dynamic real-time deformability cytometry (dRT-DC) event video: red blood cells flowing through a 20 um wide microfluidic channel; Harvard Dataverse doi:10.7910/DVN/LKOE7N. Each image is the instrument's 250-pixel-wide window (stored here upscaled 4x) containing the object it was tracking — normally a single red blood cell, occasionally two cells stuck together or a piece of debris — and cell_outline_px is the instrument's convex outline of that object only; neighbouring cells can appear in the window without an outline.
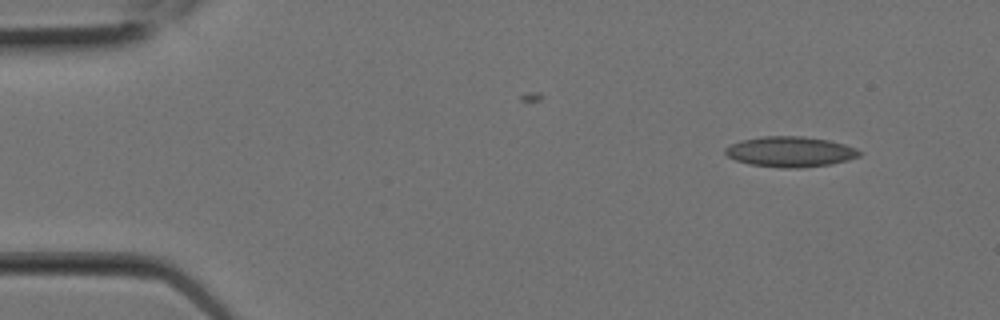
{"species": "Egyptian fruit bat (a non-hibernating species)", "species_latin": "Rousettus aegyptiacus", "temperature_condition": "room temperature", "stored_images_in_passage": 5, "camera_frame_rate_fps": 3000, "um_per_image_px": 0.085, "animal": {"sex": "female"}, "frame": {"image": 1, "passage_image": 1, "time_ms": 0.0, "image_size_px": [1000, 320], "cell_outline_px": [[864, 152], [860, 156], [848, 160], [832, 164], [800, 168], [780, 168], [752, 164], [736, 160], [728, 156], [724, 152], [724, 148], [740, 140], [760, 136], [804, 136], [828, 140], [844, 144], [856, 148]], "centroid_in_image_um": [67.2, 12.89], "position_along_channel_um": 17.8, "area_um2": 23.93}}
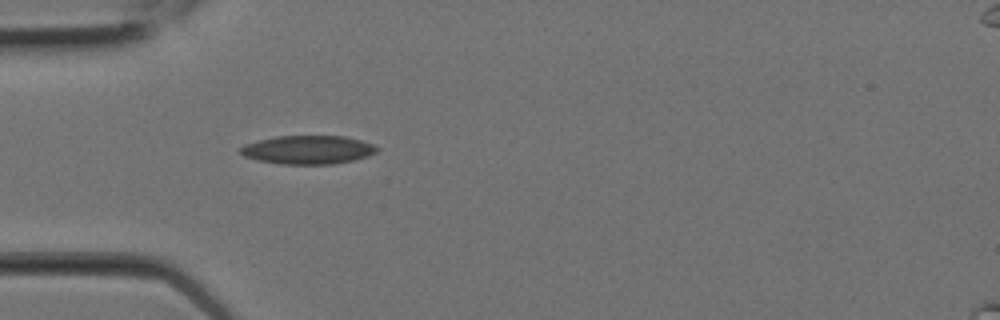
{"frame": {"image": 2, "passage_image": 5, "time_ms": 1.333, "image_size_px": [1000, 320], "cell_outline_px": [[380, 148], [376, 152], [368, 156], [352, 160], [332, 164], [280, 164], [256, 160], [244, 156], [240, 152], [240, 148], [244, 144], [276, 136], [344, 136], [360, 140], [372, 144]], "centroid_in_image_um": [26.17, 12.73], "position_along_channel_um": 58.8, "area_um2": 22.66}}